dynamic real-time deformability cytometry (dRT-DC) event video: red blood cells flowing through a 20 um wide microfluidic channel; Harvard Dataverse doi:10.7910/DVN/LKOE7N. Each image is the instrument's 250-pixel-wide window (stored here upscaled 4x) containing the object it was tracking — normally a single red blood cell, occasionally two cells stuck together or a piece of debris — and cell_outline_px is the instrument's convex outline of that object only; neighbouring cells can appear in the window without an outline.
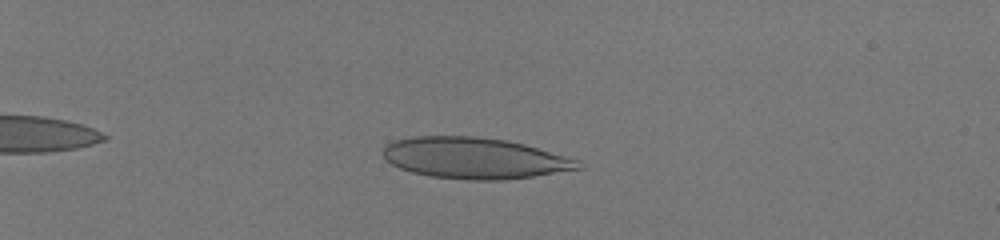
{"species": "human", "species_latin": "Homo sapiens", "temperature_condition": "room temperature", "stored_images_in_passage": 52, "camera_frame_rate_fps": 3000, "um_per_image_px": 0.085, "donor": {"sex": "male"}, "frame": {"image": 1, "passage_image": 14, "time_ms": 4.333, "image_size_px": [1000, 240], "cell_outline_px": [[584, 168], [532, 176], [500, 180], [468, 180], [432, 176], [412, 172], [400, 168], [392, 164], [384, 156], [384, 144], [396, 140], [412, 136], [476, 136], [508, 140], [524, 144], [580, 160]], "centroid_in_image_um": [40.34, 13.43], "position_along_channel_um": 44.7, "area_um2": 46.7}}
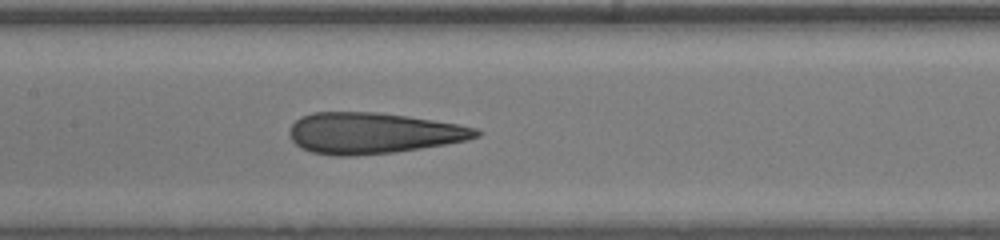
{"frame": {"image": 2, "passage_image": 30, "time_ms": 9.667, "image_size_px": [1000, 240], "cell_outline_px": [[484, 132], [480, 136], [468, 140], [420, 148], [392, 152], [356, 156], [332, 156], [312, 152], [300, 148], [288, 136], [288, 128], [300, 116], [312, 112], [376, 112], [408, 116], [460, 124], [476, 128]], "centroid_in_image_um": [31.68, 11.31], "position_along_channel_um": 175.7, "area_um2": 45.03}}
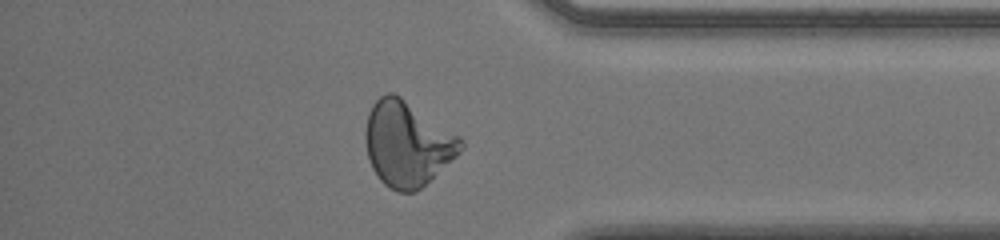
{"frame": {"image": 3, "passage_image": 47, "time_ms": 15.333, "image_size_px": [1000, 240], "cell_outline_px": [[464, 148], [456, 156], [416, 192], [396, 192], [388, 188], [380, 180], [372, 168], [368, 156], [364, 140], [364, 132], [368, 112], [372, 104], [380, 96], [388, 92], [392, 92], [400, 96], [460, 136], [464, 140]], "centroid_in_image_um": [34.59, 12.22], "position_along_channel_um": 400.6, "area_um2": 47.22}, "authors_computed_cell_mechanics": {"area_um2": 45.8354, "velocity_mm_per_s": 4.0789, "shape_relaxation_time_tau1_ms": null, "shape_relaxation_time_tau2_ms": 0.9777, "deformation_change_tau1": null, "deformation_change_tau2": 0.1026}}